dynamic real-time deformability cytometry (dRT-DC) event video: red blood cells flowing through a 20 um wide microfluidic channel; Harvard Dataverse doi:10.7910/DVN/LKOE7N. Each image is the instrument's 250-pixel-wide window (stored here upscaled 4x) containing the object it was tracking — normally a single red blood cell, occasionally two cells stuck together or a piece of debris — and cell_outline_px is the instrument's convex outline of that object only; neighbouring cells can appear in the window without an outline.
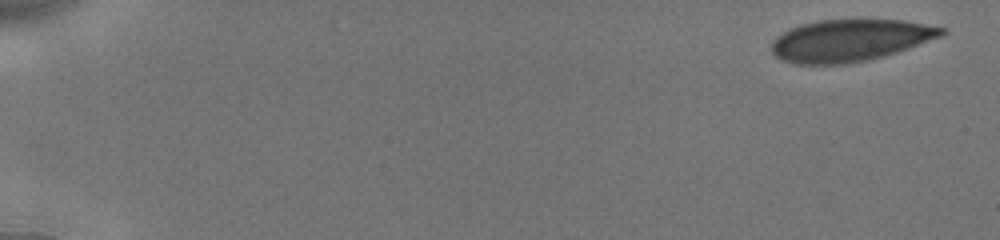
{"species": "human", "species_latin": "Homo sapiens", "temperature_condition": "cold", "stored_images_in_passage": 9, "camera_frame_rate_fps": 3000, "um_per_image_px": 0.085, "donor": {"sex": "male"}, "frame": {"image": 1, "passage_image": 1, "time_ms": 0.0, "image_size_px": [1000, 240], "cell_outline_px": [[948, 32], [940, 36], [908, 48], [884, 56], [844, 64], [796, 64], [780, 60], [772, 52], [772, 40], [776, 36], [800, 24], [820, 20], [904, 20], [944, 28]], "centroid_in_image_um": [72.21, 3.43], "position_along_channel_um": 12.8, "area_um2": 41.21}}
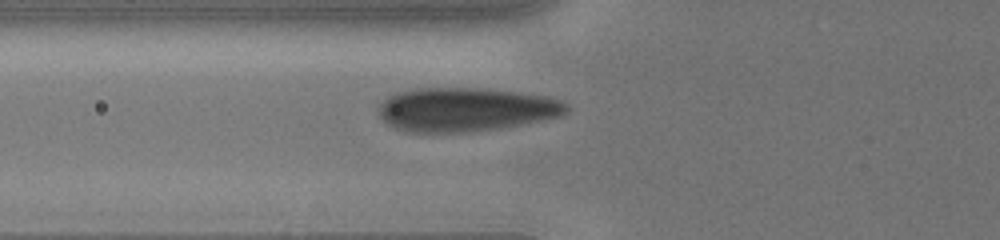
{"frame": {"image": 2, "passage_image": 7, "time_ms": 6.333, "image_size_px": [1000, 240], "cell_outline_px": [[572, 108], [568, 112], [560, 116], [544, 120], [500, 128], [472, 132], [404, 132], [392, 128], [380, 116], [376, 108], [388, 96], [396, 92], [416, 88], [484, 88], [520, 92], [548, 96], [564, 100]], "centroid_in_image_um": [39.62, 9.3], "position_along_channel_um": 86.2, "area_um2": 48.78}}
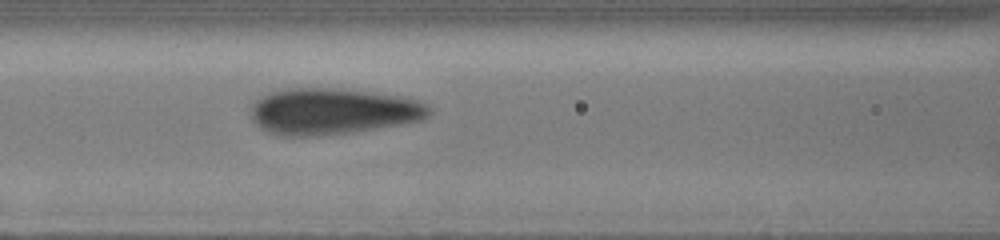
{"frame": {"image": 3, "passage_image": 9, "time_ms": 7.667, "image_size_px": [1000, 240], "cell_outline_px": [[432, 112], [424, 120], [356, 132], [320, 136], [280, 136], [268, 132], [260, 128], [252, 120], [252, 104], [260, 96], [284, 88], [340, 88], [404, 96], [428, 104], [432, 108]], "centroid_in_image_um": [28.31, 9.47], "position_along_channel_um": 138.3, "area_um2": 48.78}}